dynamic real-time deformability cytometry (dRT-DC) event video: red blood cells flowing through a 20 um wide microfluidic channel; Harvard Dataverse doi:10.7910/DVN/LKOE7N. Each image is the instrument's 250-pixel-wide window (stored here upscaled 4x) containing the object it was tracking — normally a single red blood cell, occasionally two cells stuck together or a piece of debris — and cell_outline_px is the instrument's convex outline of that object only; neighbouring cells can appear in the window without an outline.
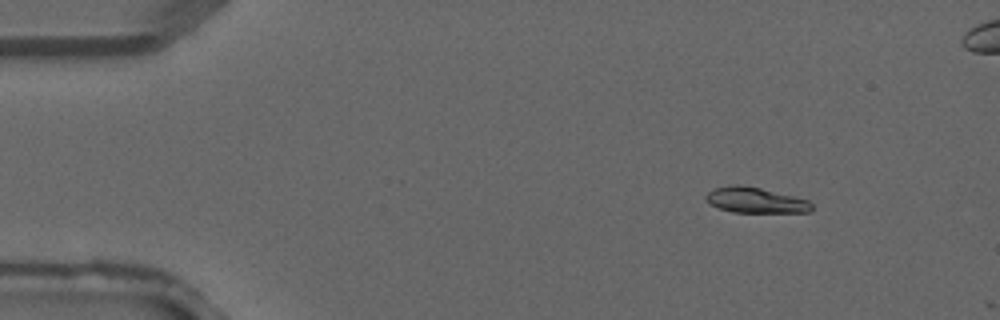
{"species": "common noctule bat (a hibernating species)", "species_latin": "Nyctalus noctula", "temperature_condition": "warm", "stored_images_in_passage": 5, "camera_frame_rate_fps": 3000, "um_per_image_px": 0.085, "animal": {"sex": "male", "forearm_length_mm": 52.5}, "frame": {"image": 1, "passage_image": 2, "time_ms": 0.333, "image_size_px": [1000, 320], "cell_outline_px": [[812, 212], [732, 212], [708, 204], [704, 200], [704, 196], [708, 192], [716, 188], [732, 184], [736, 184], [760, 188], [808, 200], [812, 204]], "centroid_in_image_um": [64.17, 17.02], "position_along_channel_um": 20.8, "area_um2": 15.66}}